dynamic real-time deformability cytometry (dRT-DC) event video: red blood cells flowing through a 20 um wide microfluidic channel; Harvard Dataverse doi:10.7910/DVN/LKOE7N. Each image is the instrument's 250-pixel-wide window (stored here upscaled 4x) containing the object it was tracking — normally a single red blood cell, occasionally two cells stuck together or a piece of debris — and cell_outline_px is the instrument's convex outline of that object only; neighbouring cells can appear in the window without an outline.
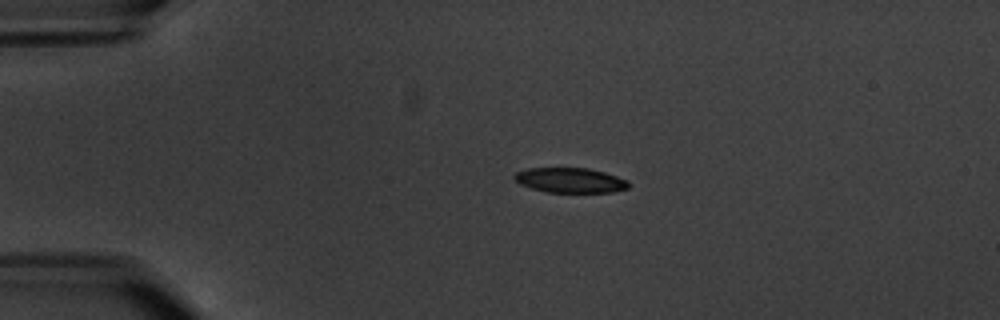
{"species": "common noctule bat (a hibernating species)", "species_latin": "Nyctalus noctula", "temperature_condition": "warm", "stored_images_in_passage": 7, "camera_frame_rate_fps": 3000, "um_per_image_px": 0.085, "animal": {"sex": "male", "body_mass_g": 20.1, "forearm_length_mm": 53.5}, "frame": {"image": 1, "passage_image": 3, "time_ms": 2.333, "image_size_px": [1000, 320], "cell_outline_px": [[628, 188], [612, 192], [548, 192], [532, 188], [520, 184], [512, 176], [516, 172], [528, 168], [588, 168], [604, 172], [628, 180]], "centroid_in_image_um": [48.46, 15.32], "position_along_channel_um": 36.5, "area_um2": 16.47}}
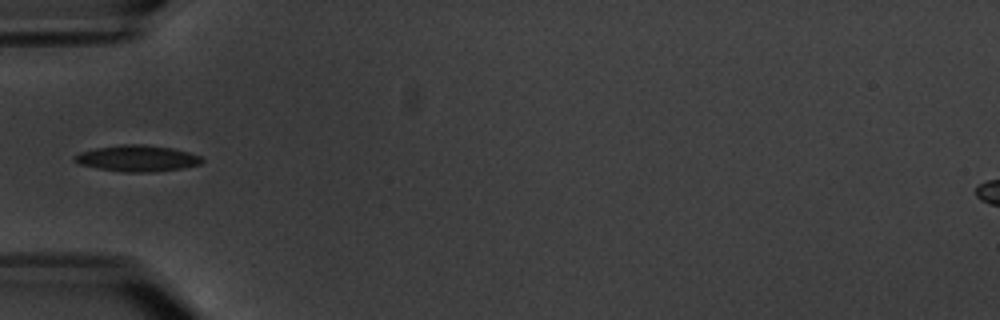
{"frame": {"image": 2, "passage_image": 5, "time_ms": 4.667, "image_size_px": [1000, 320], "cell_outline_px": [[204, 160], [200, 164], [184, 168], [156, 172], [124, 172], [100, 168], [80, 164], [72, 160], [72, 156], [80, 152], [96, 148], [120, 144], [144, 144], [172, 148], [188, 152], [200, 156]], "centroid_in_image_um": [11.67, 13.46], "position_along_channel_um": 73.3, "area_um2": 19.54}}